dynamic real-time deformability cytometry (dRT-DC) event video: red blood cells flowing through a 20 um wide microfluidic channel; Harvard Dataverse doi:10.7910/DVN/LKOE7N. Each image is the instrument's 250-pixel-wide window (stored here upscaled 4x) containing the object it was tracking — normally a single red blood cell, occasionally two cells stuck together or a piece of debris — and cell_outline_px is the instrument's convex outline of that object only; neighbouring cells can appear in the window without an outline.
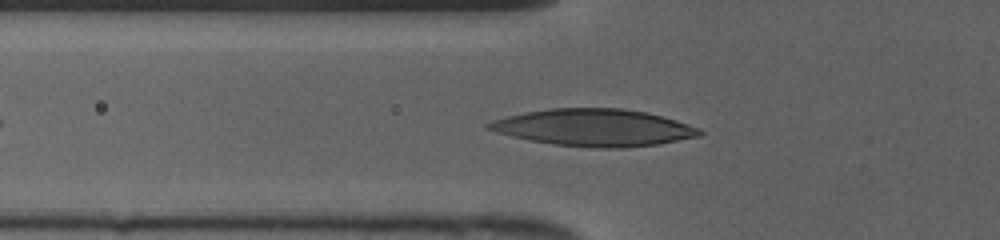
{"species": "human", "species_latin": "Homo sapiens", "temperature_condition": "cold", "stored_images_in_passage": 32, "camera_frame_rate_fps": 3000, "um_per_image_px": 0.085, "donor": {"sex": "female"}, "frame": {"image": 1, "passage_image": 6, "time_ms": 1.667, "image_size_px": [1000, 240], "cell_outline_px": [[704, 132], [700, 136], [660, 144], [620, 148], [592, 148], [556, 144], [532, 140], [512, 136], [496, 132], [488, 128], [484, 124], [492, 120], [508, 116], [548, 108], [620, 108], [648, 112], [676, 120], [700, 128]], "centroid_in_image_um": [50.54, 10.84], "position_along_channel_um": 75.3, "area_um2": 45.43}}
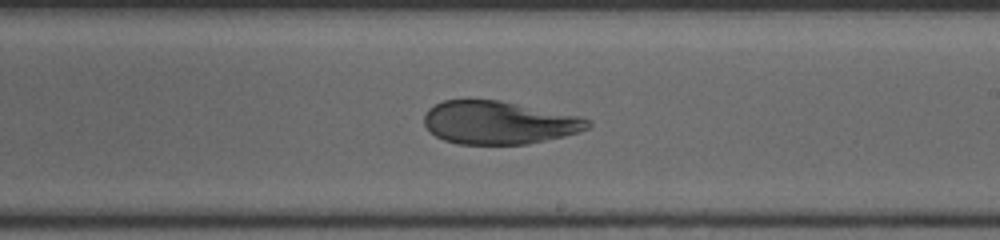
{"frame": {"image": 2, "passage_image": 19, "time_ms": 6.0, "image_size_px": [1000, 240], "cell_outline_px": [[592, 124], [588, 128], [564, 136], [528, 144], [460, 144], [444, 140], [436, 136], [424, 124], [424, 116], [428, 108], [444, 100], [500, 100], [580, 116], [588, 120]], "centroid_in_image_um": [42.39, 10.42], "position_along_channel_um": 246.6, "area_um2": 40.86}}
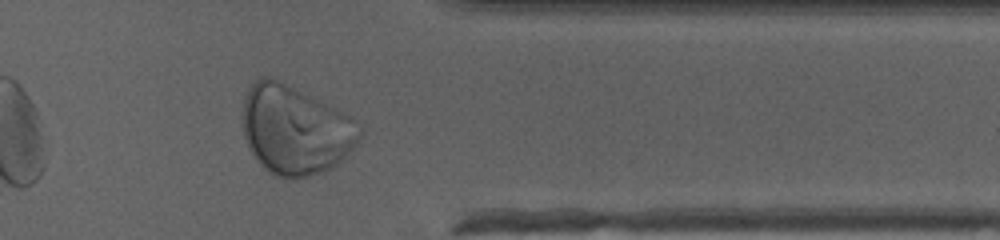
{"frame": {"image": 3, "passage_image": 30, "time_ms": 9.667, "image_size_px": [1000, 240], "cell_outline_px": [[364, 132], [356, 144], [336, 164], [320, 172], [296, 180], [284, 180], [268, 172], [256, 160], [248, 148], [240, 124], [244, 100], [248, 88], [260, 76], [268, 76], [344, 112], [352, 116], [360, 124]], "centroid_in_image_um": [25.05, 11.07], "position_along_channel_um": 386.3, "area_um2": 60.98}, "authors_computed_cell_mechanics": {"area_um2": 42.3963, "velocity_mm_per_s": 3.9593, "shape_relaxation_time_tau1_ms": 4.7252, "shape_relaxation_time_tau2_ms": null, "deformation_change_tau1": 0.1847, "deformation_change_tau2": null}}